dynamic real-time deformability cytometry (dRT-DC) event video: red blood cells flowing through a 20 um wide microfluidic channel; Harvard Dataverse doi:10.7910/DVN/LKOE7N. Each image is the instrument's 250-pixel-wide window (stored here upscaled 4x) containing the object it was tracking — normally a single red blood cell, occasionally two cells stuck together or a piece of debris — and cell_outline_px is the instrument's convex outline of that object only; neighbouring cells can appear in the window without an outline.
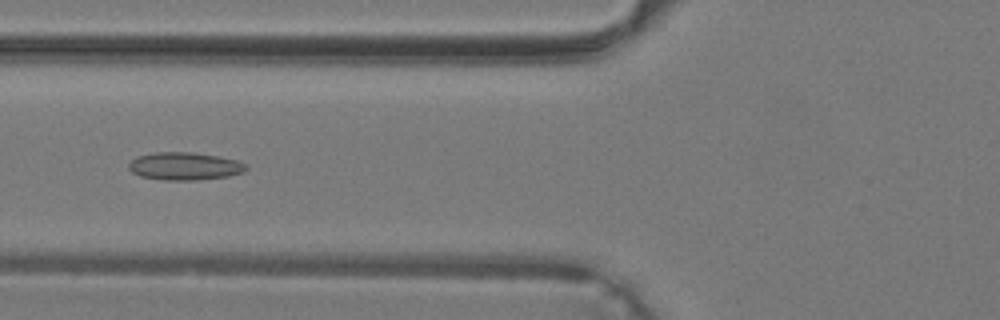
{"species": "common noctule bat (a hibernating species)", "species_latin": "Nyctalus noctula", "temperature_condition": "warm", "stored_images_in_passage": 9, "camera_frame_rate_fps": 3000, "um_per_image_px": 0.085, "animal": {"sex": "male", "body_mass_g": 19.2, "forearm_length_mm": 51.8}, "frame": {"image": 1, "passage_image": 6, "time_ms": 1.667, "image_size_px": [1000, 320], "cell_outline_px": [[248, 168], [244, 172], [228, 176], [196, 180], [164, 180], [140, 176], [132, 172], [128, 168], [128, 164], [136, 156], [156, 152], [192, 152], [220, 156], [236, 160], [244, 164]], "centroid_in_image_um": [15.68, 14.12], "position_along_channel_um": 110.1, "area_um2": 19.02}}
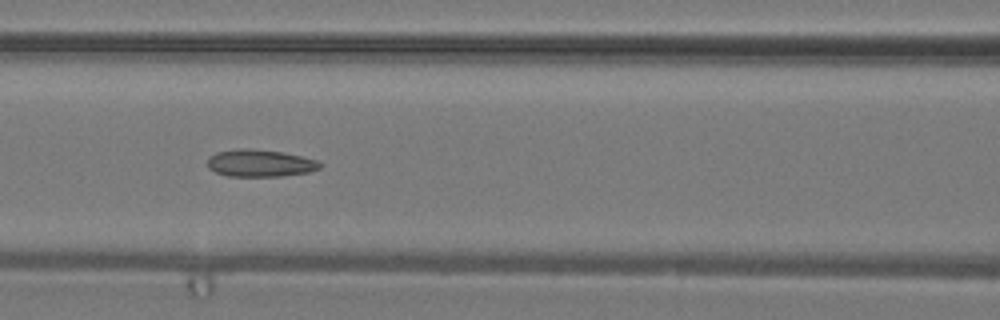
{"frame": {"image": 2, "passage_image": 8, "time_ms": 2.333, "image_size_px": [1000, 320], "cell_outline_px": [[324, 164], [320, 168], [308, 172], [280, 176], [228, 176], [216, 172], [208, 168], [208, 156], [216, 152], [240, 148], [252, 148], [284, 152], [320, 160]], "centroid_in_image_um": [22.13, 13.85], "position_along_channel_um": 144.5, "area_um2": 18.09}}